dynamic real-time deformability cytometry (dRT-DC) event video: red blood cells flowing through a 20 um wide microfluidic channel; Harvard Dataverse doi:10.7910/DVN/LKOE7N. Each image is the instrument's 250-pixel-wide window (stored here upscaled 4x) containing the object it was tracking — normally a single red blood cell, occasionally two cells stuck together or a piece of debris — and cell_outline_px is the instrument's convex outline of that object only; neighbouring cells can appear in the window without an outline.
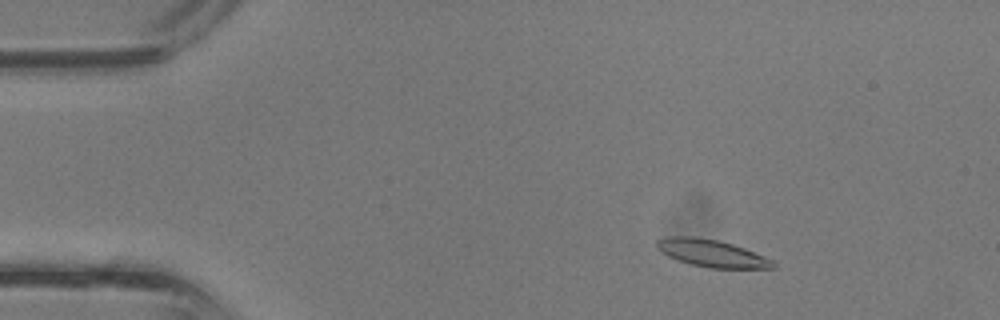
{"species": "common noctule bat (a hibernating species)", "species_latin": "Nyctalus noctula", "temperature_condition": "room temperature", "stored_images_in_passage": 37, "camera_frame_rate_fps": 3000, "um_per_image_px": 0.085, "animal": {"sex": "male", "body_mass_g": 13.3}, "frame": {"image": 1, "passage_image": 5, "time_ms": 1.333, "image_size_px": [1000, 320], "cell_outline_px": [[776, 268], [708, 268], [676, 260], [660, 252], [656, 248], [656, 240], [664, 236], [692, 236], [716, 240], [732, 244], [744, 248], [764, 256], [772, 260], [776, 264]], "centroid_in_image_um": [60.44, 21.52], "position_along_channel_um": 24.6, "area_um2": 18.55}}
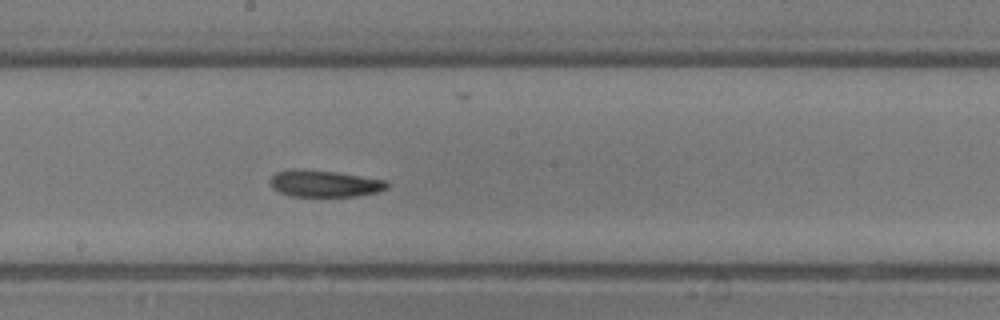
{"frame": {"image": 2, "passage_image": 20, "time_ms": 6.333, "image_size_px": [1000, 320], "cell_outline_px": [[388, 188], [376, 192], [356, 196], [292, 196], [280, 192], [272, 188], [272, 176], [276, 172], [336, 172], [388, 180]], "centroid_in_image_um": [27.71, 15.65], "position_along_channel_um": 220.5, "area_um2": 17.22}}
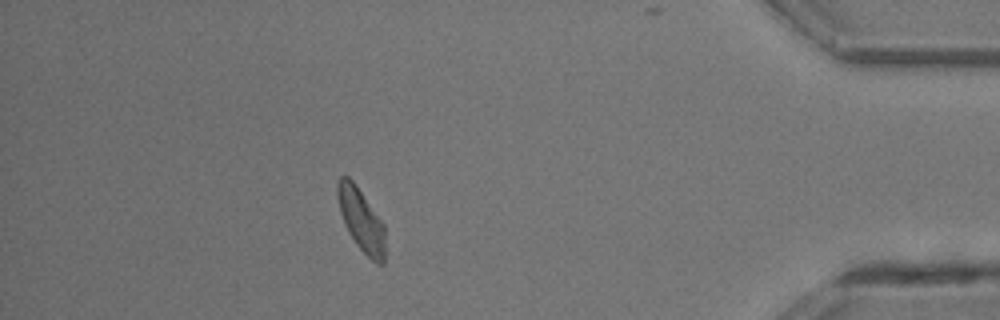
{"frame": {"image": 3, "passage_image": 33, "time_ms": 10.667, "image_size_px": [1000, 320], "cell_outline_px": [[384, 264], [376, 264], [356, 244], [348, 232], [344, 224], [340, 212], [336, 196], [336, 180], [340, 176], [348, 176], [352, 180], [384, 224]], "centroid_in_image_um": [30.66, 18.67], "position_along_channel_um": 404.5, "area_um2": 17.34}}